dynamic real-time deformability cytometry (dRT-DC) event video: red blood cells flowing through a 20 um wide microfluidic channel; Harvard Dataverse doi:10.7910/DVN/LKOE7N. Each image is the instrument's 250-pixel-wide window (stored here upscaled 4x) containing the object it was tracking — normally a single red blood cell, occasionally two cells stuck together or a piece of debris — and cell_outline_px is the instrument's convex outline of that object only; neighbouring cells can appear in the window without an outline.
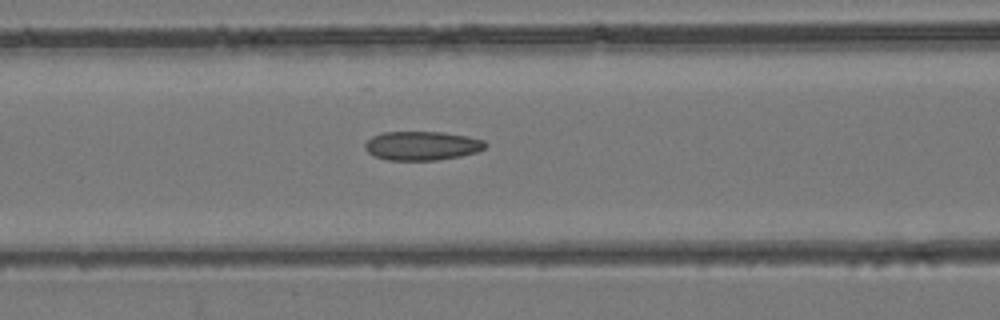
{"species": "common noctule bat (a hibernating species)", "species_latin": "Nyctalus noctula", "temperature_condition": "room temperature", "stored_images_in_passage": 42, "camera_frame_rate_fps": 3000, "um_per_image_px": 0.085, "animal": {"sex": "female", "body_mass_g": 24.6, "forearm_length_mm": 56.2}, "frame": {"image": 1, "passage_image": 18, "time_ms": 5.667, "image_size_px": [1000, 320], "cell_outline_px": [[488, 144], [484, 148], [476, 152], [460, 156], [436, 160], [388, 160], [372, 156], [364, 148], [364, 144], [372, 136], [384, 132], [440, 132], [468, 136], [484, 140]], "centroid_in_image_um": [35.85, 12.39], "position_along_channel_um": 130.7, "area_um2": 20.35}}
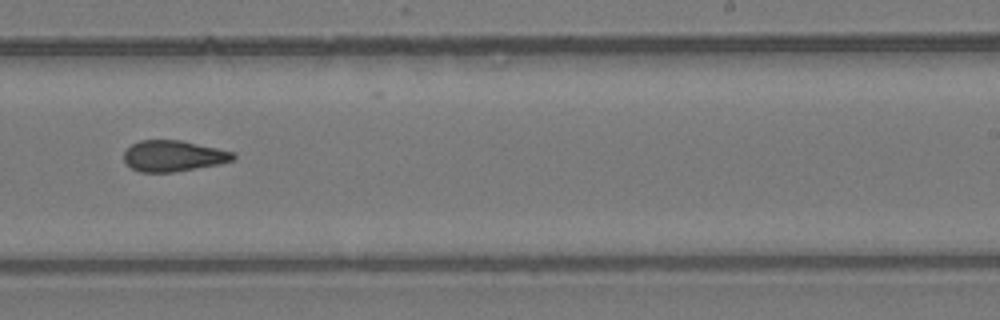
{"frame": {"image": 2, "passage_image": 27, "time_ms": 8.667, "image_size_px": [1000, 320], "cell_outline_px": [[236, 160], [220, 164], [172, 172], [140, 172], [132, 168], [124, 160], [124, 152], [132, 144], [140, 140], [180, 140], [236, 152]], "centroid_in_image_um": [14.78, 13.25], "position_along_channel_um": 274.2, "area_um2": 19.77}}
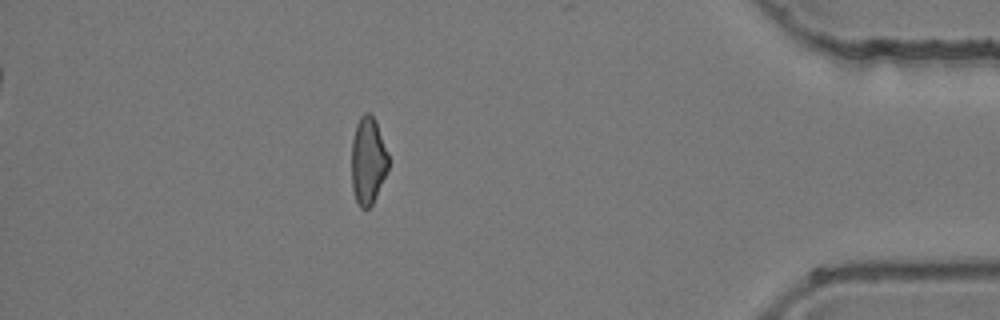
{"frame": {"image": 3, "passage_image": 38, "time_ms": 12.333, "image_size_px": [1000, 320], "cell_outline_px": [[388, 168], [376, 196], [372, 204], [368, 208], [360, 208], [356, 200], [352, 188], [352, 140], [356, 124], [360, 116], [364, 112], [368, 112], [376, 120], [388, 152]], "centroid_in_image_um": [31.28, 13.63], "position_along_channel_um": 403.9, "area_um2": 18.73}}